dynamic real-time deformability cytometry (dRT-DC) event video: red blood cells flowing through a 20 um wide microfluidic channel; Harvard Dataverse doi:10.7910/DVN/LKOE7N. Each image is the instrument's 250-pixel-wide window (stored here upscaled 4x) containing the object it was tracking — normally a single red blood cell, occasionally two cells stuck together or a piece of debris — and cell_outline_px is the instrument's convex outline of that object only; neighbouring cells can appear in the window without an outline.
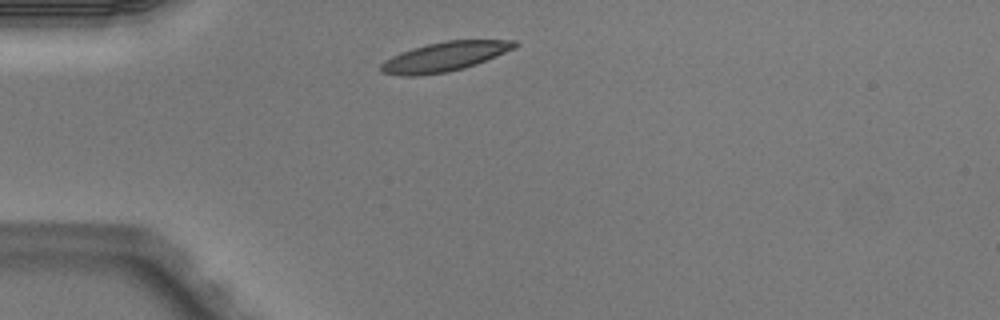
{"species": "Egyptian fruit bat (a non-hibernating species)", "species_latin": "Rousettus aegyptiacus", "temperature_condition": "warm", "stored_images_in_passage": 1, "camera_frame_rate_fps": 3000, "um_per_image_px": 0.085, "animal": {"sex": "male"}, "frame": {"image": 1, "passage_image": 1, "time_ms": 0.0, "image_size_px": [1000, 320], "cell_outline_px": [[520, 44], [516, 48], [476, 64], [464, 68], [448, 72], [416, 76], [404, 76], [380, 72], [380, 64], [384, 60], [400, 52], [412, 48], [428, 44], [448, 40], [516, 40]], "centroid_in_image_um": [37.79, 4.82], "position_along_channel_um": 47.2, "area_um2": 23.0}}